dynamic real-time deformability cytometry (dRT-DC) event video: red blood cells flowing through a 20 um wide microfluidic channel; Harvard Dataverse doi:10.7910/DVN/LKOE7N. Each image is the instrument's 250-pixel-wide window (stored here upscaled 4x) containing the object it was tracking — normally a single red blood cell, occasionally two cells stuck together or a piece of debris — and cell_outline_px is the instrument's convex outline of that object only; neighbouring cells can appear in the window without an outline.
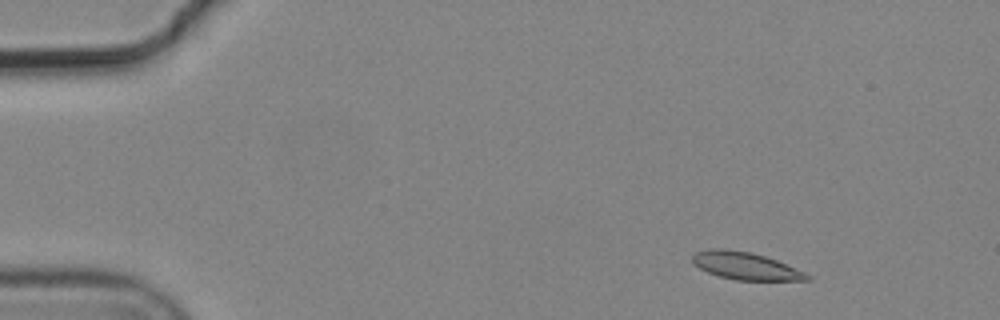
{"species": "common noctule bat (a hibernating species)", "species_latin": "Nyctalus noctula", "temperature_condition": "cold", "stored_images_in_passage": 4, "camera_frame_rate_fps": 3000, "um_per_image_px": 0.085, "animal": {"sex": "male", "body_mass_g": 19.2, "forearm_length_mm": 51.8}, "frame": {"image": 1, "passage_image": 1, "time_ms": 0.0, "image_size_px": [1000, 320], "cell_outline_px": [[812, 280], [736, 280], [720, 276], [708, 272], [692, 264], [692, 256], [696, 252], [712, 248], [724, 248], [752, 252], [776, 260], [804, 272], [812, 276]], "centroid_in_image_um": [63.35, 22.59], "position_along_channel_um": 21.7, "area_um2": 18.26}}